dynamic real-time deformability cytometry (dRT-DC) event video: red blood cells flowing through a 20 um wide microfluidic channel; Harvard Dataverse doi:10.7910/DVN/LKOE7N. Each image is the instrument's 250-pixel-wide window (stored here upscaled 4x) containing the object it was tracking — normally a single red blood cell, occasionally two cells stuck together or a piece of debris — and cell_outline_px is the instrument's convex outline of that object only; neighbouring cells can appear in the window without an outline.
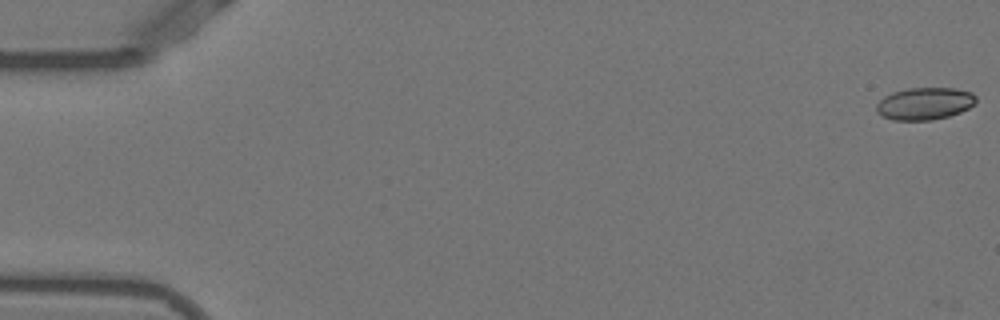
{"species": "Egyptian fruit bat (a non-hibernating species)", "species_latin": "Rousettus aegyptiacus", "temperature_condition": "warm", "stored_images_in_passage": 3, "camera_frame_rate_fps": 3000, "um_per_image_px": 0.085, "animal": {"sex": "female"}, "frame": {"image": 1, "passage_image": 1, "time_ms": 0.0, "image_size_px": [1000, 320], "cell_outline_px": [[976, 100], [968, 108], [960, 112], [948, 116], [932, 120], [892, 120], [876, 112], [876, 104], [884, 96], [892, 92], [908, 88], [956, 88], [972, 92], [976, 96]], "centroid_in_image_um": [78.58, 8.8], "position_along_channel_um": 6.4, "area_um2": 18.73}}